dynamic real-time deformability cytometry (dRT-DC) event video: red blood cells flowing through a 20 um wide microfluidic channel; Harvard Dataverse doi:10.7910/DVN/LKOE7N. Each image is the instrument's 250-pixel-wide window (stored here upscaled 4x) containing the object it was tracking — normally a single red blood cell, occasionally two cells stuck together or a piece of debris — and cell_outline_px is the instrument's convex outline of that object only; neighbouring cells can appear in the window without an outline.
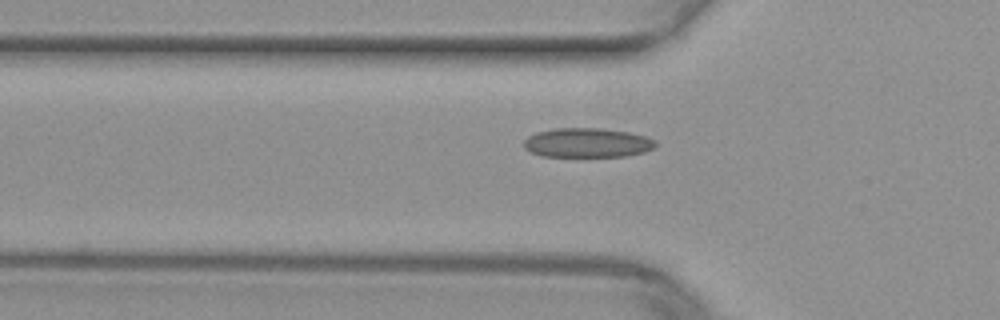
{"species": "common noctule bat (a hibernating species)", "species_latin": "Nyctalus noctula", "temperature_condition": "warm", "stored_images_in_passage": 36, "camera_frame_rate_fps": 3000, "um_per_image_px": 0.085, "animal": {"sex": "female", "body_mass_g": 29.2, "forearm_length_mm": 56.3}, "frame": {"image": 1, "passage_image": 4, "time_ms": 1.0, "image_size_px": [1000, 320], "cell_outline_px": [[656, 144], [652, 148], [644, 152], [624, 156], [540, 156], [524, 148], [524, 140], [528, 136], [536, 132], [556, 128], [600, 128], [628, 132], [644, 136], [656, 140]], "centroid_in_image_um": [49.89, 12.13], "position_along_channel_um": 75.9, "area_um2": 22.43}}
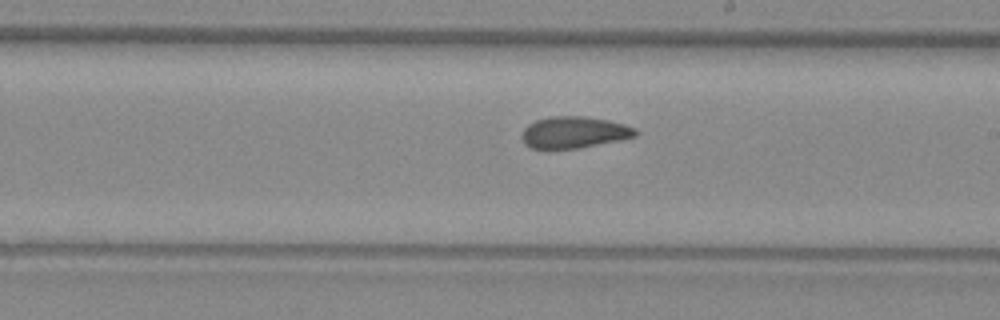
{"frame": {"image": 2, "passage_image": 16, "time_ms": 5.0, "image_size_px": [1000, 320], "cell_outline_px": [[640, 132], [636, 136], [620, 140], [576, 148], [532, 148], [524, 144], [520, 136], [524, 128], [528, 124], [536, 120], [552, 116], [584, 116], [624, 124], [636, 128]], "centroid_in_image_um": [48.78, 11.24], "position_along_channel_um": 240.2, "area_um2": 20.81}}
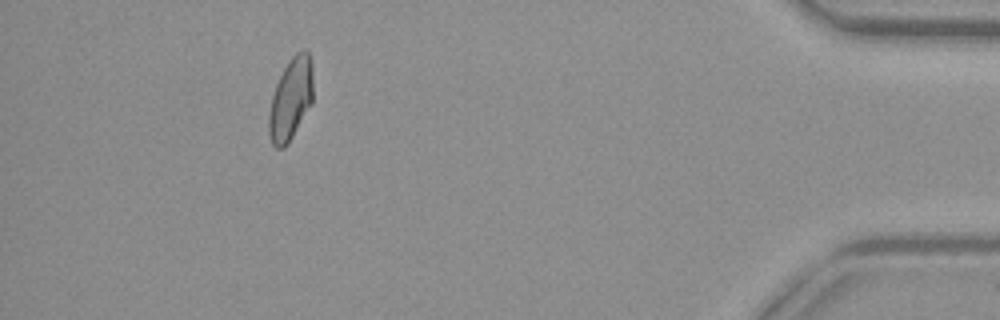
{"frame": {"image": 3, "passage_image": 33, "time_ms": 10.667, "image_size_px": [1000, 320], "cell_outline_px": [[312, 104], [288, 144], [284, 148], [276, 148], [272, 144], [268, 132], [268, 116], [272, 96], [276, 84], [288, 60], [296, 52], [304, 48], [308, 52], [312, 64]], "centroid_in_image_um": [24.71, 8.43], "position_along_channel_um": 410.5, "area_um2": 21.33}}